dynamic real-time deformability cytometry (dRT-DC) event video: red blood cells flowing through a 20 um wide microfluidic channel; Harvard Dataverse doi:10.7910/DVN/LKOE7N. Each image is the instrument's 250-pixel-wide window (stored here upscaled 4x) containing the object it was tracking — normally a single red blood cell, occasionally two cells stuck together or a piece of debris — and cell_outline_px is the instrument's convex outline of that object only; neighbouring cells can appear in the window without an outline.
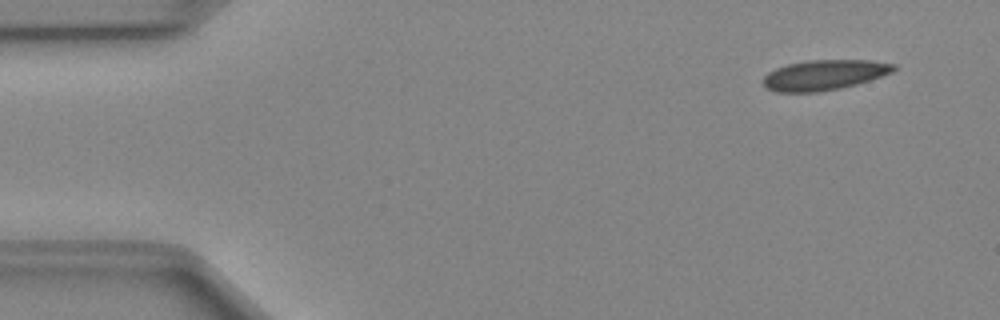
{"species": "Egyptian fruit bat (a non-hibernating species)", "species_latin": "Rousettus aegyptiacus", "temperature_condition": "cold", "stored_images_in_passage": 46, "camera_frame_rate_fps": 3000, "um_per_image_px": 0.085, "animal": {"sex": "female"}, "frame": {"image": 1, "passage_image": 1, "time_ms": 0.0, "image_size_px": [1000, 320], "cell_outline_px": [[896, 68], [892, 72], [856, 84], [840, 88], [816, 92], [776, 92], [764, 88], [764, 76], [768, 72], [776, 68], [788, 64], [808, 60], [872, 60], [896, 64]], "centroid_in_image_um": [70.04, 6.37], "position_along_channel_um": 15.0, "area_um2": 22.89}}
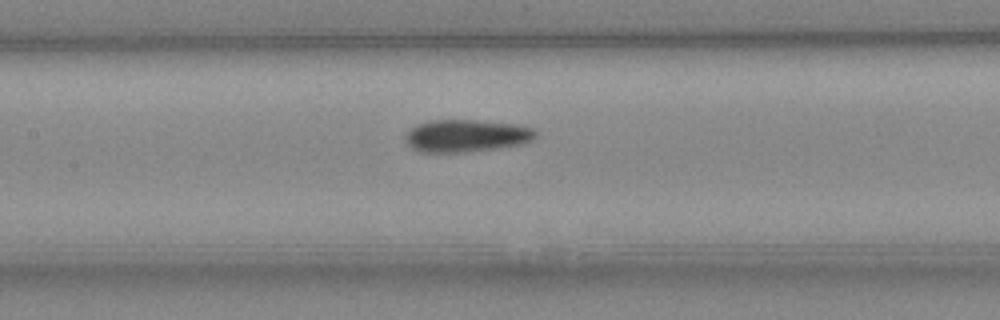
{"frame": {"image": 2, "passage_image": 20, "time_ms": 6.333, "image_size_px": [1000, 320], "cell_outline_px": [[536, 136], [532, 140], [524, 144], [496, 148], [464, 152], [420, 152], [412, 148], [404, 140], [404, 136], [416, 124], [432, 120], [476, 120], [516, 124], [536, 128]], "centroid_in_image_um": [39.66, 11.53], "position_along_channel_um": 167.7, "area_um2": 24.74}}
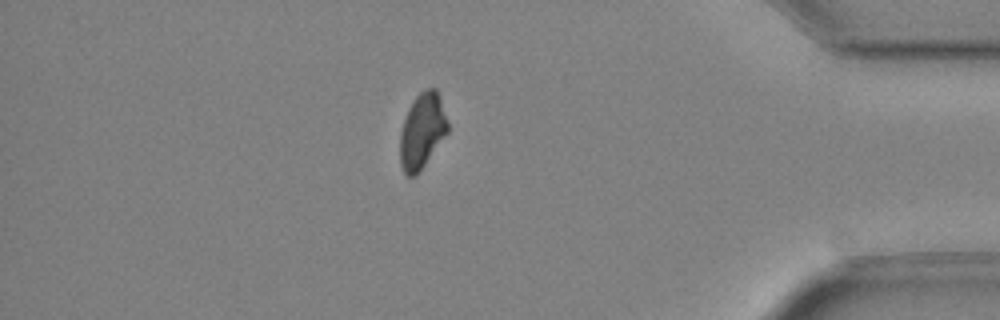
{"frame": {"image": 3, "passage_image": 40, "time_ms": 13.0, "image_size_px": [1000, 320], "cell_outline_px": [[448, 132], [416, 176], [408, 176], [404, 172], [400, 164], [400, 132], [408, 108], [412, 100], [420, 92], [428, 88], [436, 88], [448, 120]], "centroid_in_image_um": [35.87, 11.12], "position_along_channel_um": 399.3, "area_um2": 20.87}}